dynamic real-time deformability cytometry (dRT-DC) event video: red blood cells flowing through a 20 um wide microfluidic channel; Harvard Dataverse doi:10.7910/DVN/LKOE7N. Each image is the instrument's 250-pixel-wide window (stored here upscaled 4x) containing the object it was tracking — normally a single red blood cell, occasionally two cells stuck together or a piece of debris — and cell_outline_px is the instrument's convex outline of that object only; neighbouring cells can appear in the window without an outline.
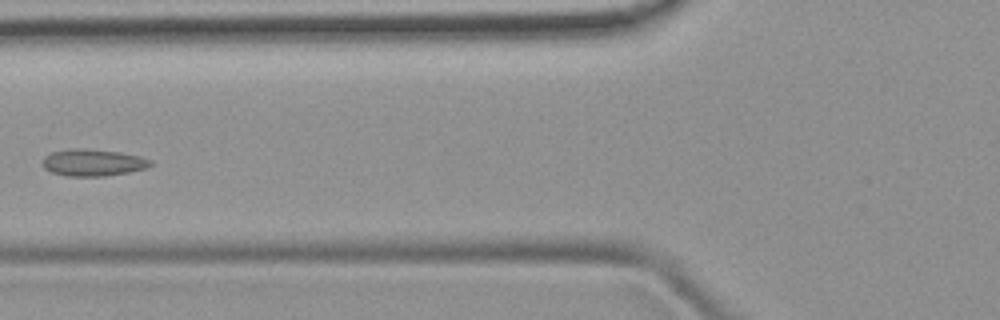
{"species": "common noctule bat (a hibernating species)", "species_latin": "Nyctalus noctula", "temperature_condition": "room temperature", "stored_images_in_passage": 5, "camera_frame_rate_fps": 3000, "um_per_image_px": 0.085, "animal": {"sex": "female", "body_mass_g": 19.9}, "frame": {"image": 1, "passage_image": 5, "time_ms": 4.667, "image_size_px": [1000, 320], "cell_outline_px": [[152, 164], [148, 168], [128, 172], [104, 176], [68, 176], [52, 172], [44, 168], [44, 156], [52, 152], [72, 148], [84, 148], [120, 152], [140, 156], [152, 160]], "centroid_in_image_um": [7.93, 13.81], "position_along_channel_um": 117.9, "area_um2": 16.88}}